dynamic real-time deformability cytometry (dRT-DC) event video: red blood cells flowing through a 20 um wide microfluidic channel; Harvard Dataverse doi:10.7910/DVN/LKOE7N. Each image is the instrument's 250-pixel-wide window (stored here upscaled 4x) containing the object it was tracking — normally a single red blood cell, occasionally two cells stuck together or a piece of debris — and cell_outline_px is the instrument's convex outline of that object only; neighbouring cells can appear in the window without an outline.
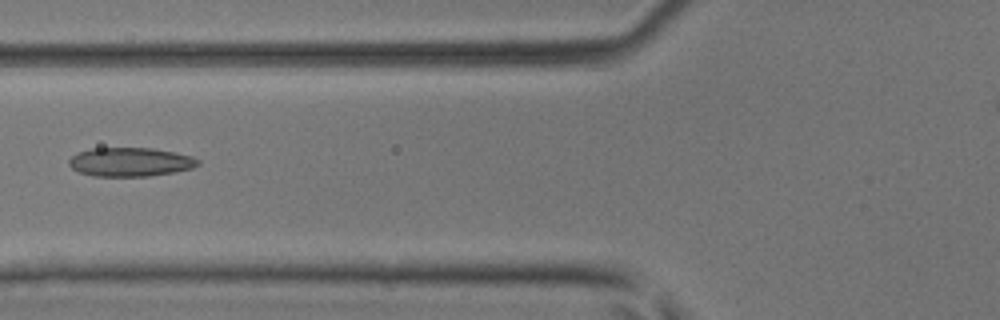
{"species": "common noctule bat (a hibernating species)", "species_latin": "Nyctalus noctula", "temperature_condition": "room temperature", "stored_images_in_passage": 3, "camera_frame_rate_fps": 3000, "um_per_image_px": 0.085, "animal": {"sex": "male", "body_mass_g": 17.9, "forearm_length_mm": 54.2}, "frame": {"image": 1, "passage_image": 2, "time_ms": 1.333, "image_size_px": [1000, 320], "cell_outline_px": [[200, 164], [192, 168], [172, 172], [148, 176], [92, 176], [80, 172], [72, 168], [68, 164], [68, 160], [76, 152], [92, 148], [152, 148], [176, 152], [192, 156], [200, 160]], "centroid_in_image_um": [11.06, 13.76], "position_along_channel_um": 114.7, "area_um2": 21.79}}
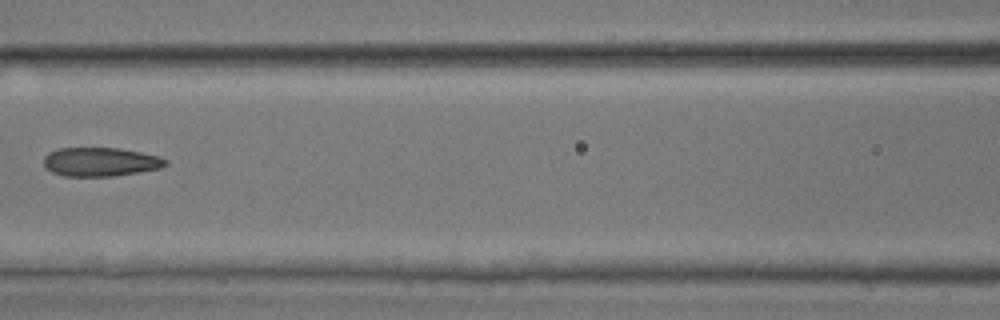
{"frame": {"image": 2, "passage_image": 3, "time_ms": 2.333, "image_size_px": [1000, 320], "cell_outline_px": [[168, 164], [160, 168], [112, 176], [64, 176], [52, 172], [44, 164], [44, 156], [48, 152], [56, 148], [120, 148], [160, 156], [168, 160]], "centroid_in_image_um": [8.53, 13.75], "position_along_channel_um": 158.1, "area_um2": 20.46}}